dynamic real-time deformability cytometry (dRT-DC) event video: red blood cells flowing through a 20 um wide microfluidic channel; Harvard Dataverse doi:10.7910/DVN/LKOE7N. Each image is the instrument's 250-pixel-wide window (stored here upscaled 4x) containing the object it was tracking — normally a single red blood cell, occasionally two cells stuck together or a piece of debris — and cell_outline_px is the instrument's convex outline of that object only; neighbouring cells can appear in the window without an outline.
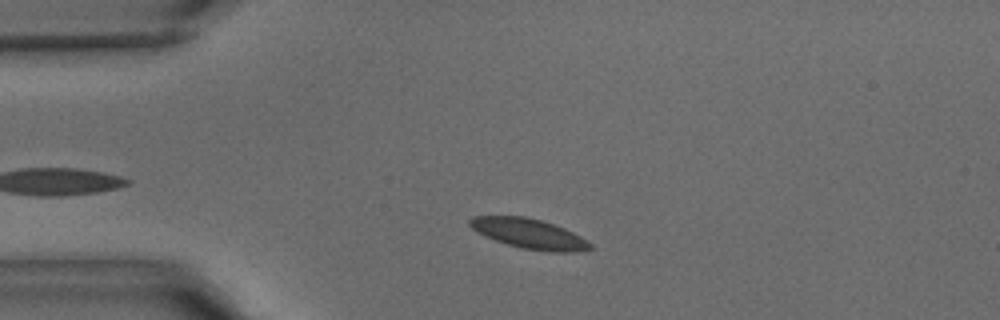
{"species": "common noctule bat (a hibernating species)", "species_latin": "Nyctalus noctula", "temperature_condition": "warm", "stored_images_in_passage": 32, "camera_frame_rate_fps": 3000, "um_per_image_px": 0.085, "animal": {"sex": "male", "body_mass_g": 15.6}, "frame": {"image": 1, "passage_image": 6, "time_ms": 1.667, "image_size_px": [1000, 320], "cell_outline_px": [[592, 248], [576, 252], [552, 252], [520, 248], [496, 240], [472, 228], [468, 224], [468, 220], [472, 216], [524, 216], [540, 220], [564, 228], [588, 240], [592, 244]], "centroid_in_image_um": [45.01, 19.86], "position_along_channel_um": 40.0, "area_um2": 20.75}}
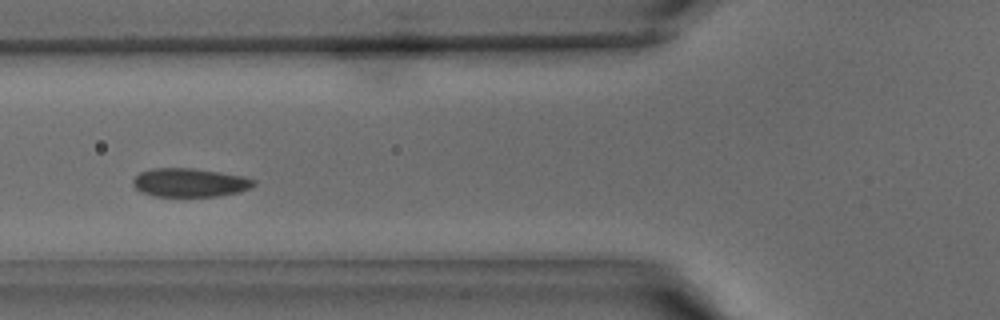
{"frame": {"image": 2, "passage_image": 12, "time_ms": 3.667, "image_size_px": [1000, 320], "cell_outline_px": [[256, 184], [240, 192], [216, 196], [152, 196], [140, 192], [132, 184], [132, 180], [140, 172], [152, 168], [196, 168], [244, 176], [256, 180]], "centroid_in_image_um": [16.12, 15.51], "position_along_channel_um": 109.7, "area_um2": 20.29}}
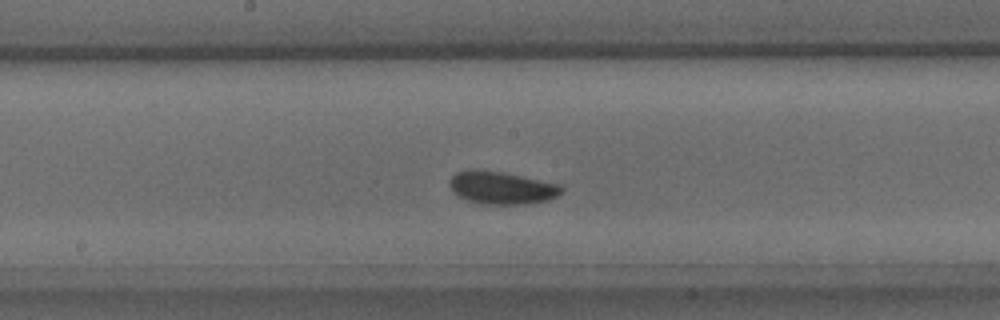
{"frame": {"image": 3, "passage_image": 18, "time_ms": 5.667, "image_size_px": [1000, 320], "cell_outline_px": [[564, 192], [548, 200], [524, 204], [480, 204], [468, 200], [452, 192], [448, 184], [452, 176], [456, 172], [468, 168], [484, 168], [560, 184], [564, 188]], "centroid_in_image_um": [42.61, 15.93], "position_along_channel_um": 205.6, "area_um2": 21.73}}